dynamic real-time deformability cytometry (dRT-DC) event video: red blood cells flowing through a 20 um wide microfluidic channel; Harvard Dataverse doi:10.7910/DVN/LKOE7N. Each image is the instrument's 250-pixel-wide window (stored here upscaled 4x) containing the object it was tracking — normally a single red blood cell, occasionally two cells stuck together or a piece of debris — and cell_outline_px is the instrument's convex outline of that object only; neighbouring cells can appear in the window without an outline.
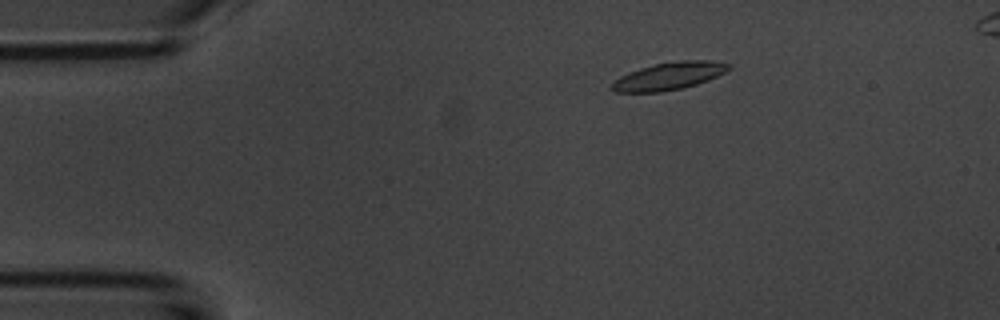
{"species": "common noctule bat (a hibernating species)", "species_latin": "Nyctalus noctula", "temperature_condition": "room temperature", "stored_images_in_passage": 55, "segment_of_instrument_passage": [1, 2], "camera_frame_rate_fps": 3000, "um_per_image_px": 0.085, "animal": {"sex": "male", "body_mass_g": 20.1, "forearm_length_mm": 53.5}, "frame": {"image": 1, "passage_image": 9, "time_ms": 2.667, "image_size_px": [1000, 320], "cell_outline_px": [[732, 68], [708, 80], [696, 84], [680, 88], [660, 92], [616, 92], [608, 88], [620, 76], [628, 72], [640, 68], [656, 64], [680, 60], [708, 60], [732, 64]], "centroid_in_image_um": [56.86, 6.46], "position_along_channel_um": 28.1, "area_um2": 18.61}}
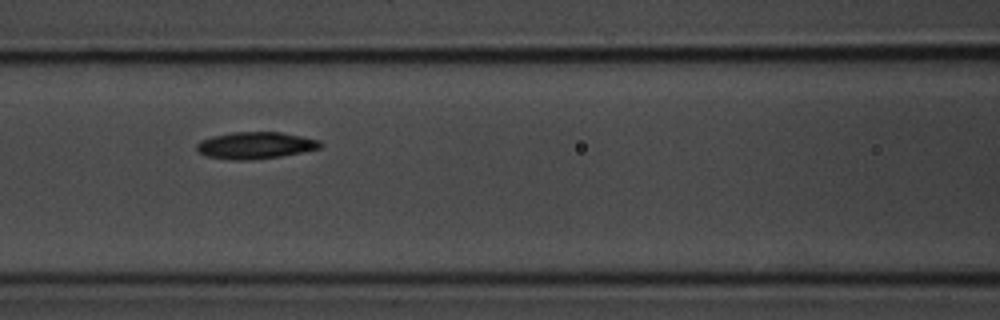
{"frame": {"image": 2, "passage_image": 23, "time_ms": 7.333, "image_size_px": [1000, 320], "cell_outline_px": [[324, 144], [320, 148], [280, 156], [248, 160], [236, 160], [204, 156], [196, 148], [196, 144], [200, 140], [212, 136], [232, 132], [280, 132], [320, 140]], "centroid_in_image_um": [21.68, 12.35], "position_along_channel_um": 144.9, "area_um2": 19.25}}
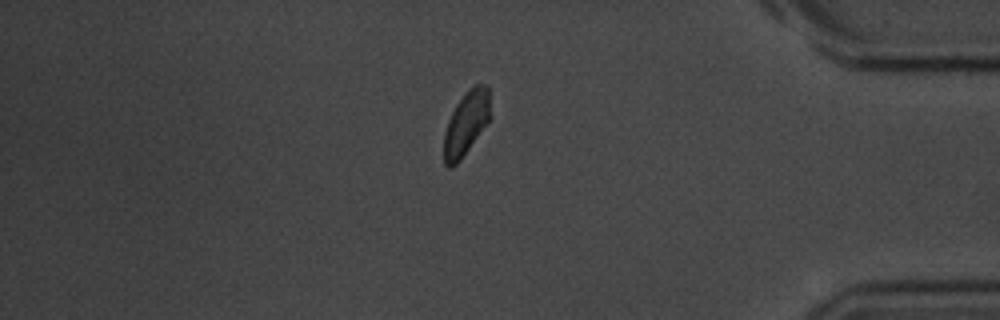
{"frame": {"image": 3, "passage_image": 46, "time_ms": 15.0, "image_size_px": [1000, 320], "cell_outline_px": [[492, 116], [460, 160], [456, 164], [448, 168], [444, 164], [444, 132], [448, 120], [456, 104], [468, 88], [476, 84], [484, 84], [488, 88]], "centroid_in_image_um": [39.63, 10.45], "position_along_channel_um": 395.6, "area_um2": 17.28}}